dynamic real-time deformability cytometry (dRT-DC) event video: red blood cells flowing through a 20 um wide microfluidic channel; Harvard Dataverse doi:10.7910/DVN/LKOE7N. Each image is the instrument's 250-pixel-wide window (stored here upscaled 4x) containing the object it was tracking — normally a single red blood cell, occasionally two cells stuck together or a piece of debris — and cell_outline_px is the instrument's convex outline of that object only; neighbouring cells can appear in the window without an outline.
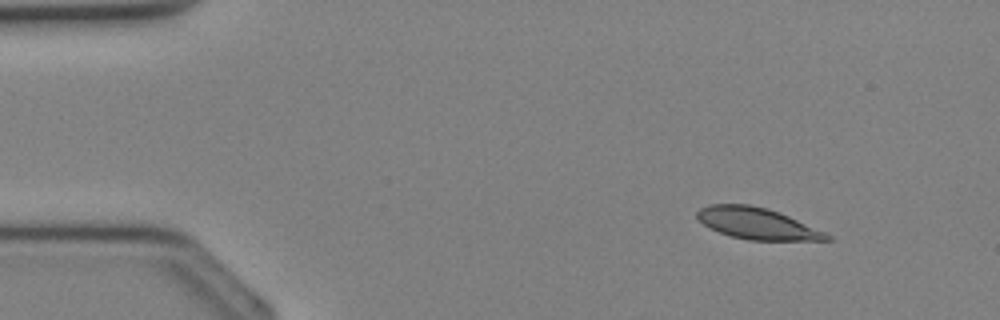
{"species": "Egyptian fruit bat (a non-hibernating species)", "species_latin": "Rousettus aegyptiacus", "temperature_condition": "cold", "stored_images_in_passage": 32, "camera_frame_rate_fps": 3000, "um_per_image_px": 0.085, "animal": {"sex": "female"}, "frame": {"image": 1, "passage_image": 1, "time_ms": 0.0, "image_size_px": [1000, 320], "cell_outline_px": [[832, 240], [748, 240], [732, 236], [720, 232], [704, 224], [696, 216], [696, 212], [700, 208], [708, 204], [748, 204], [768, 208], [788, 216], [824, 232], [832, 236]], "centroid_in_image_um": [64.33, 18.99], "position_along_channel_um": 20.7, "area_um2": 23.41}}
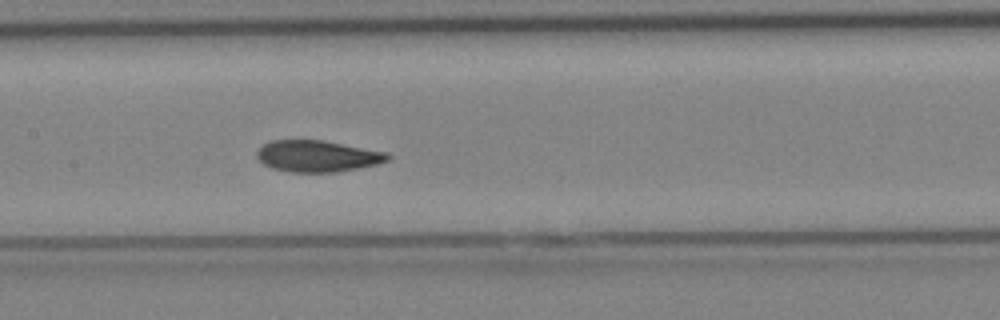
{"frame": {"image": 2, "passage_image": 14, "time_ms": 4.333, "image_size_px": [1000, 320], "cell_outline_px": [[392, 160], [376, 164], [336, 172], [292, 172], [272, 168], [264, 164], [256, 156], [256, 152], [264, 144], [272, 140], [324, 140], [388, 152], [392, 156]], "centroid_in_image_um": [27.02, 13.26], "position_along_channel_um": 180.4, "area_um2": 24.04}}
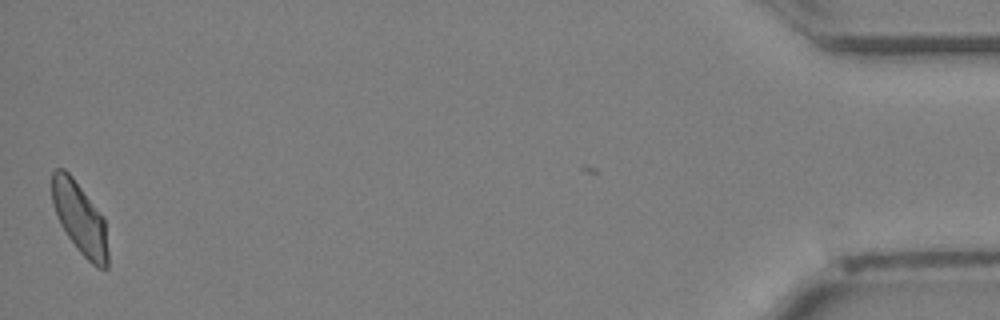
{"frame": {"image": 3, "passage_image": 32, "time_ms": 10.333, "image_size_px": [1000, 320], "cell_outline_px": [[108, 268], [96, 268], [76, 248], [60, 224], [52, 204], [52, 172], [56, 168], [64, 168], [72, 176], [104, 216], [108, 252]], "centroid_in_image_um": [6.79, 18.55], "position_along_channel_um": 428.4, "area_um2": 23.52}}